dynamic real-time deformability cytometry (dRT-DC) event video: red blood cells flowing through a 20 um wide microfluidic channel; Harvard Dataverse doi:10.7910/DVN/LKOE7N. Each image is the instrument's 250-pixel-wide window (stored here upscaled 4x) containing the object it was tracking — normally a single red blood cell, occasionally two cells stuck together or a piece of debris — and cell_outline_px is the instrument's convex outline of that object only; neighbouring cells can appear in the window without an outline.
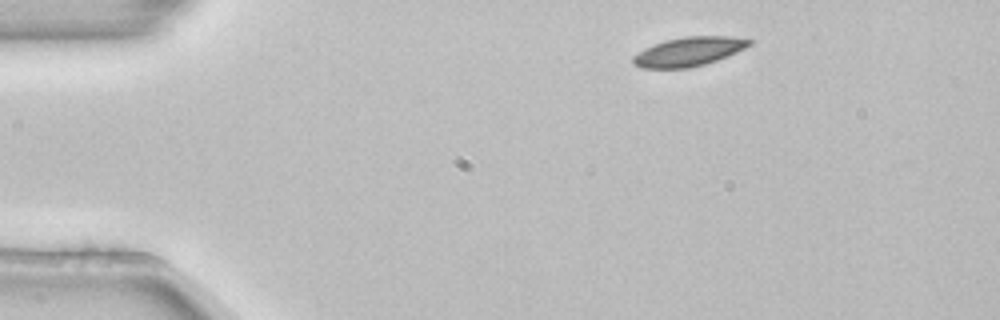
{"species": "common noctule bat (a hibernating species)", "species_latin": "Nyctalus noctula", "temperature_condition": "room temperature", "stored_images_in_passage": 5, "camera_frame_rate_fps": 3000, "um_per_image_px": 0.085, "animal": {"sex": "female", "body_mass_g": 22.7, "forearm_length_mm": 54.2}, "frame": {"image": 1, "passage_image": 1, "time_ms": 0.0, "image_size_px": [1000, 320], "cell_outline_px": [[752, 44], [728, 56], [704, 64], [688, 68], [640, 68], [632, 64], [632, 56], [644, 48], [664, 40], [684, 36], [732, 36], [752, 40]], "centroid_in_image_um": [58.51, 4.38], "position_along_channel_um": 26.5, "area_um2": 19.77}}
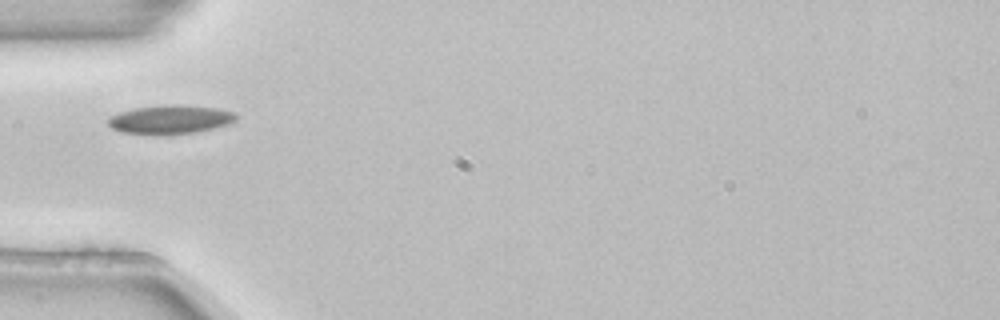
{"frame": {"image": 2, "passage_image": 3, "time_ms": 0.667, "image_size_px": [1000, 320], "cell_outline_px": [[236, 120], [228, 124], [196, 132], [156, 136], [120, 132], [112, 128], [108, 124], [108, 116], [132, 108], [168, 104], [176, 104], [216, 108], [236, 112]], "centroid_in_image_um": [14.42, 10.16], "position_along_channel_um": 70.6, "area_um2": 21.85}}